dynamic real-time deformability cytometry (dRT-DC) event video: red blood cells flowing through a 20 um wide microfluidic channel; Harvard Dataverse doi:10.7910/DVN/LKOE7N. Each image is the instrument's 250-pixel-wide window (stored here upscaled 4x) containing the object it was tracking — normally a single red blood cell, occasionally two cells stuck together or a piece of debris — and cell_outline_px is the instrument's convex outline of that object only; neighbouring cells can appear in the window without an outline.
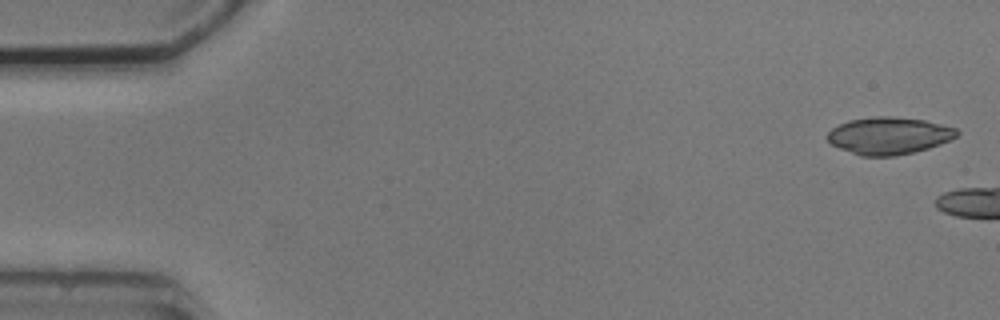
{"species": "common noctule bat (a hibernating species)", "species_latin": "Nyctalus noctula", "temperature_condition": "cold", "stored_images_in_passage": 3, "camera_frame_rate_fps": 3000, "um_per_image_px": 0.085, "animal": {"sex": "male", "body_mass_g": 20.5, "forearm_length_mm": 52.5}, "frame": {"image": 1, "passage_image": 1, "time_ms": 0.0, "image_size_px": [1000, 320], "cell_outline_px": [[960, 132], [956, 136], [940, 144], [928, 148], [896, 156], [860, 156], [840, 148], [832, 144], [824, 136], [832, 128], [848, 120], [876, 116], [892, 116], [924, 120], [956, 128]], "centroid_in_image_um": [75.53, 11.53], "position_along_channel_um": 9.5, "area_um2": 27.98}}